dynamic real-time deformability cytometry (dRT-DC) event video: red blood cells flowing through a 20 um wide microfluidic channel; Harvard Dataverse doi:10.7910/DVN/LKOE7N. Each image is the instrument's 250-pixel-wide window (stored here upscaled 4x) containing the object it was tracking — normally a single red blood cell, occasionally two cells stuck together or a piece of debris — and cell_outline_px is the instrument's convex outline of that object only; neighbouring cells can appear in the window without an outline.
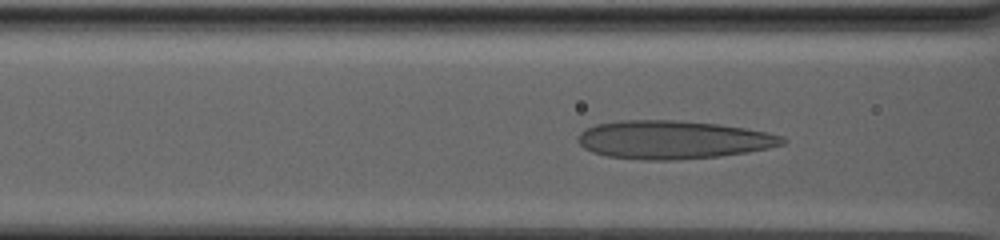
{"species": "human", "species_latin": "Homo sapiens", "temperature_condition": "warm", "stored_images_in_passage": 71, "camera_frame_rate_fps": 3000, "um_per_image_px": 0.085, "donor": {"sex": "male"}, "frame": {"image": 1, "passage_image": 30, "time_ms": 9.667, "image_size_px": [1000, 240], "cell_outline_px": [[788, 140], [784, 144], [768, 148], [748, 152], [720, 156], [676, 160], [644, 160], [608, 156], [592, 152], [584, 148], [576, 140], [576, 136], [580, 132], [596, 124], [620, 120], [680, 120], [720, 124], [768, 132], [784, 136]], "centroid_in_image_um": [57.22, 11.87], "position_along_channel_um": 109.4, "area_um2": 45.95}}
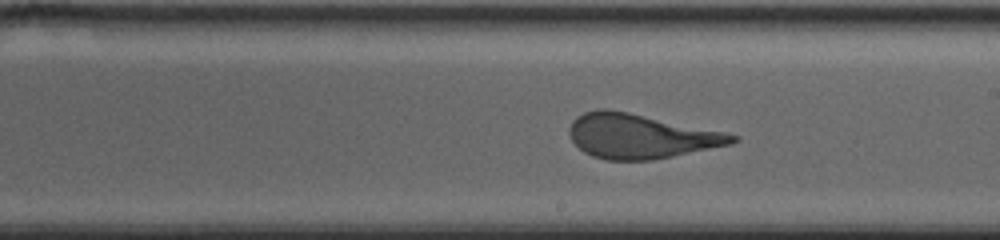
{"frame": {"image": 2, "passage_image": 45, "time_ms": 14.667, "image_size_px": [1000, 240], "cell_outline_px": [[740, 140], [732, 144], [652, 160], [604, 160], [592, 156], [584, 152], [572, 140], [568, 132], [568, 128], [572, 120], [576, 116], [584, 112], [596, 108], [608, 108], [628, 112], [724, 132], [740, 136]], "centroid_in_image_um": [54.41, 11.57], "position_along_channel_um": 234.6, "area_um2": 42.25}}
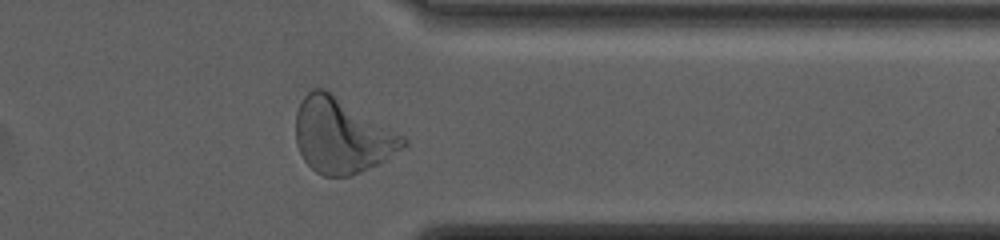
{"frame": {"image": 3, "passage_image": 63, "time_ms": 20.667, "image_size_px": [1000, 240], "cell_outline_px": [[408, 144], [380, 164], [352, 176], [324, 176], [316, 172], [304, 160], [296, 144], [296, 112], [304, 96], [312, 88], [324, 88], [404, 136], [408, 140]], "centroid_in_image_um": [29.05, 11.55], "position_along_channel_um": 382.3, "area_um2": 46.7}, "authors_computed_cell_mechanics": {"area_um2": 46.6446, "velocity_mm_per_s": 2.4988, "shape_relaxation_time_tau1_ms": 9.1673, "shape_relaxation_time_tau2_ms": 1.2449, "deformation_change_tau1": 0.268, "deformation_change_tau2": 0.1049}}